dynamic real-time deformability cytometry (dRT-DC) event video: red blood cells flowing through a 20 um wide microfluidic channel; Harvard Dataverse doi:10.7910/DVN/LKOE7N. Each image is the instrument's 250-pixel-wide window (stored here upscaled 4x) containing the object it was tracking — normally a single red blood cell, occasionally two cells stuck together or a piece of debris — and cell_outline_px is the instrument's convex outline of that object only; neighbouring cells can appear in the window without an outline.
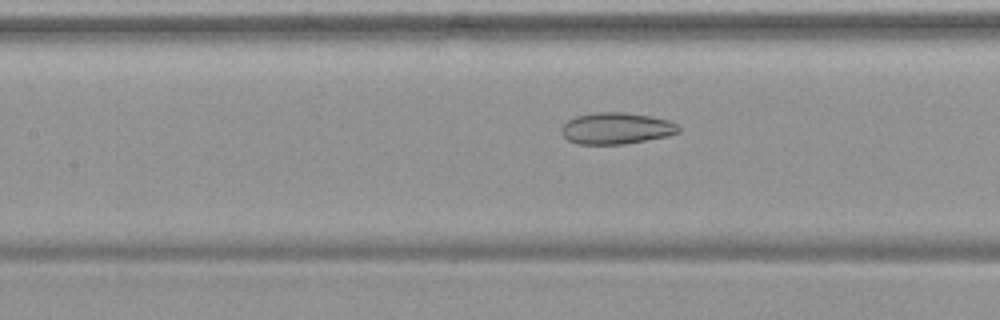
{"species": "common noctule bat (a hibernating species)", "species_latin": "Nyctalus noctula", "temperature_condition": "warm", "stored_images_in_passage": 54, "camera_frame_rate_fps": 3000, "um_per_image_px": 0.085, "animal": {"sex": "female", "body_mass_g": 19.9}, "frame": {"image": 1, "passage_image": 25, "time_ms": 8.0, "image_size_px": [1000, 320], "cell_outline_px": [[680, 132], [668, 136], [624, 144], [580, 144], [568, 140], [560, 132], [560, 128], [568, 120], [576, 116], [596, 112], [624, 112], [648, 116], [668, 120], [680, 124]], "centroid_in_image_um": [52.4, 10.91], "position_along_channel_um": 155.0, "area_um2": 21.56}}
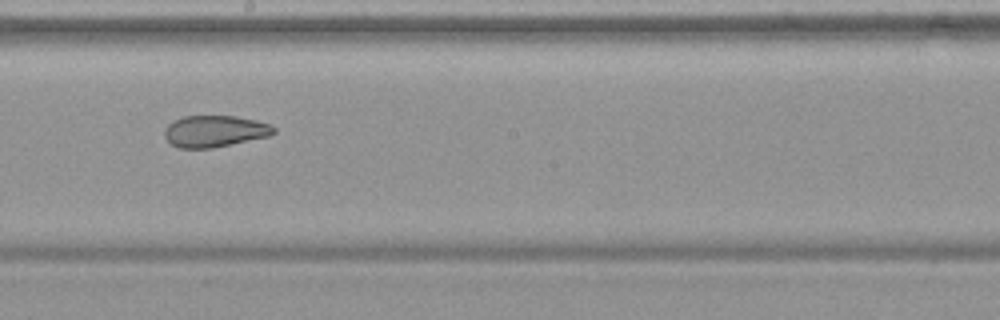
{"frame": {"image": 2, "passage_image": 31, "time_ms": 10.0, "image_size_px": [1000, 320], "cell_outline_px": [[276, 132], [268, 136], [212, 148], [180, 148], [172, 144], [164, 136], [164, 128], [172, 120], [184, 116], [236, 116], [256, 120], [272, 124], [276, 128]], "centroid_in_image_um": [18.25, 11.14], "position_along_channel_um": 230.0, "area_um2": 20.17}}
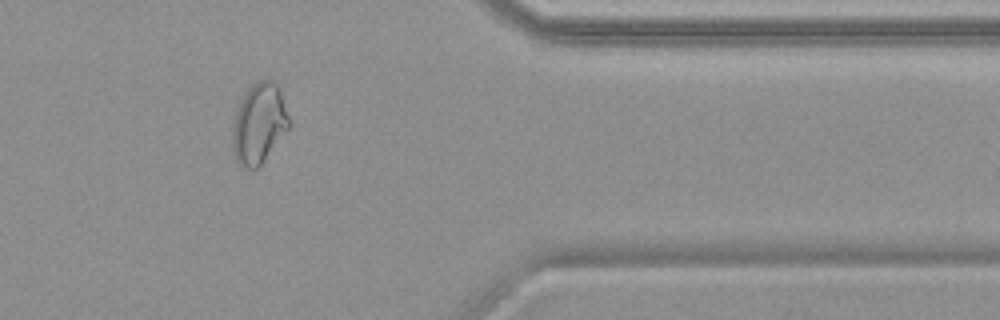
{"frame": {"image": 3, "passage_image": 45, "time_ms": 14.667, "image_size_px": [1000, 320], "cell_outline_px": [[288, 128], [260, 164], [256, 168], [240, 168], [236, 160], [232, 144], [232, 128], [236, 108], [240, 100], [248, 88], [256, 80], [272, 80], [280, 88], [288, 116]], "centroid_in_image_um": [21.97, 10.47], "position_along_channel_um": 389.4, "area_um2": 26.18}, "authors_computed_cell_mechanics": {"area_um2": 27.1371, "velocity_mm_per_s": 3.7694, "shape_relaxation_time_tau1_ms": null, "shape_relaxation_time_tau2_ms": 2.456, "deformation_change_tau1": null, "deformation_change_tau2": 0.0916}}